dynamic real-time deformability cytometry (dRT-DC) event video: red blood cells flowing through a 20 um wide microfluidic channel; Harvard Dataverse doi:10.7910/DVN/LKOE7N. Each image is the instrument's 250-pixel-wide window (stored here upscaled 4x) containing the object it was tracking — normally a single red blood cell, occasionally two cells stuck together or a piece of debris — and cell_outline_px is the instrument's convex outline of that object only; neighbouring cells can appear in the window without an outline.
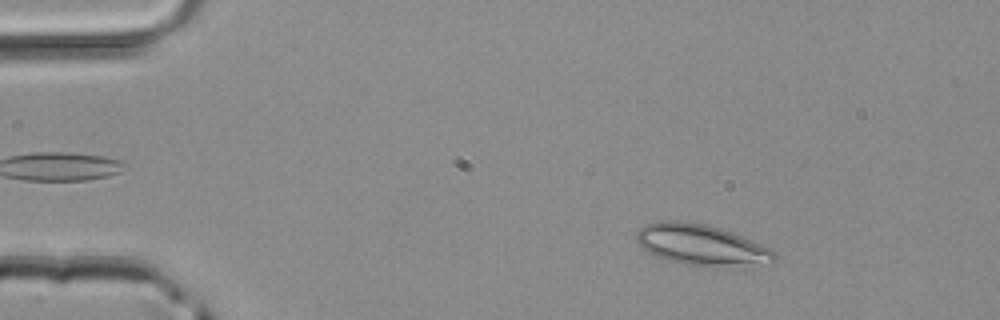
{"species": "common noctule bat (a hibernating species)", "species_latin": "Nyctalus noctula", "temperature_condition": "room temperature", "stored_images_in_passage": 3, "camera_frame_rate_fps": 3000, "um_per_image_px": 0.085, "animal": {"sex": "male", "body_mass_g": 20.4}, "frame": {"image": 1, "passage_image": 2, "time_ms": 0.333, "image_size_px": [1000, 320], "cell_outline_px": [[776, 260], [772, 264], [684, 264], [656, 256], [648, 252], [636, 240], [636, 232], [644, 224], [656, 220], [680, 220], [708, 224], [732, 232], [760, 244], [776, 252]], "centroid_in_image_um": [59.56, 20.75], "position_along_channel_um": 25.4, "area_um2": 32.19}}